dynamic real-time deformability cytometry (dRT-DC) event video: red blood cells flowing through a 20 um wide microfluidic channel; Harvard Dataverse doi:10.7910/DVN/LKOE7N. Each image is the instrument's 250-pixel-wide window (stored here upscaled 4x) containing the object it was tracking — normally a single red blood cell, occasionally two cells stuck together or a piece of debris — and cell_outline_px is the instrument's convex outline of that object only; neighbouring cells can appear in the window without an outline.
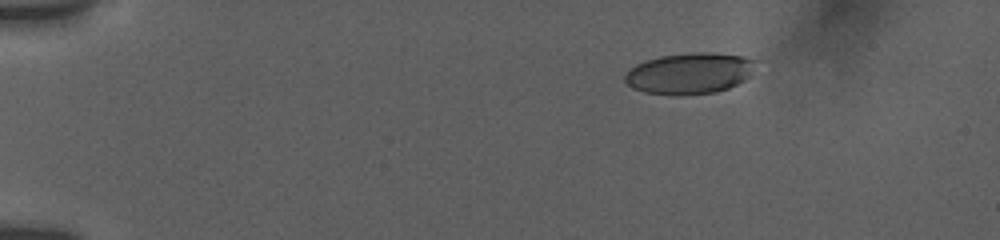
{"species": "human", "species_latin": "Homo sapiens", "temperature_condition": "room temperature", "stored_images_in_passage": 11, "camera_frame_rate_fps": 3000, "um_per_image_px": 0.085, "donor": {"sex": "female"}, "frame": {"image": 1, "passage_image": 1, "time_ms": 0.0, "image_size_px": [1000, 240], "cell_outline_px": [[760, 60], [748, 76], [744, 80], [728, 88], [716, 92], [680, 96], [676, 96], [644, 92], [632, 88], [624, 80], [624, 76], [636, 64], [660, 56], [692, 52], [712, 52], [744, 56]], "centroid_in_image_um": [58.65, 6.23], "position_along_channel_um": 26.4, "area_um2": 31.62}}
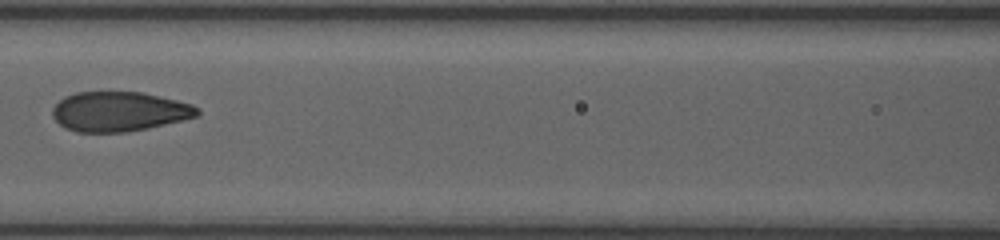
{"frame": {"image": 2, "passage_image": 9, "time_ms": 6.0, "image_size_px": [1000, 240], "cell_outline_px": [[200, 116], [184, 120], [148, 128], [124, 132], [76, 132], [64, 128], [52, 116], [52, 108], [64, 96], [76, 92], [140, 92], [160, 96], [192, 104], [200, 108]], "centroid_in_image_um": [10.15, 9.48], "position_along_channel_um": 156.5, "area_um2": 33.7}}
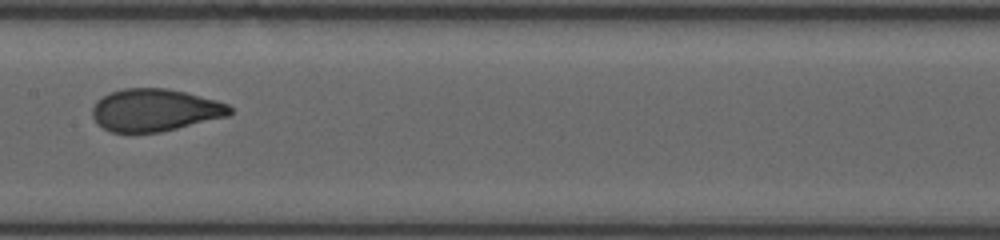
{"frame": {"image": 3, "passage_image": 10, "time_ms": 7.0, "image_size_px": [1000, 240], "cell_outline_px": [[232, 112], [228, 116], [160, 132], [112, 132], [104, 128], [92, 116], [92, 108], [96, 100], [112, 92], [124, 88], [168, 88], [216, 100], [228, 104], [232, 108]], "centroid_in_image_um": [13.17, 9.35], "position_along_channel_um": 194.2, "area_um2": 33.7}}